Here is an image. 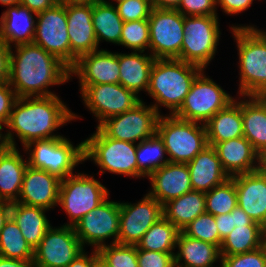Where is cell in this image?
I'll return each mask as SVG.
<instances>
[{
    "instance_id": "obj_53",
    "label": "cell",
    "mask_w": 266,
    "mask_h": 267,
    "mask_svg": "<svg viewBox=\"0 0 266 267\" xmlns=\"http://www.w3.org/2000/svg\"><path fill=\"white\" fill-rule=\"evenodd\" d=\"M0 267H34L33 261H24L21 259L2 258Z\"/></svg>"
},
{
    "instance_id": "obj_57",
    "label": "cell",
    "mask_w": 266,
    "mask_h": 267,
    "mask_svg": "<svg viewBox=\"0 0 266 267\" xmlns=\"http://www.w3.org/2000/svg\"><path fill=\"white\" fill-rule=\"evenodd\" d=\"M98 0H58L59 3L64 5H71V4H94Z\"/></svg>"
},
{
    "instance_id": "obj_34",
    "label": "cell",
    "mask_w": 266,
    "mask_h": 267,
    "mask_svg": "<svg viewBox=\"0 0 266 267\" xmlns=\"http://www.w3.org/2000/svg\"><path fill=\"white\" fill-rule=\"evenodd\" d=\"M266 243L261 225L236 226L220 246L221 256H233L258 249Z\"/></svg>"
},
{
    "instance_id": "obj_62",
    "label": "cell",
    "mask_w": 266,
    "mask_h": 267,
    "mask_svg": "<svg viewBox=\"0 0 266 267\" xmlns=\"http://www.w3.org/2000/svg\"><path fill=\"white\" fill-rule=\"evenodd\" d=\"M103 1L106 2V3H109V4L111 3L110 0H103ZM113 1L114 2L116 1V3H119V2L124 1V0H112V2Z\"/></svg>"
},
{
    "instance_id": "obj_8",
    "label": "cell",
    "mask_w": 266,
    "mask_h": 267,
    "mask_svg": "<svg viewBox=\"0 0 266 267\" xmlns=\"http://www.w3.org/2000/svg\"><path fill=\"white\" fill-rule=\"evenodd\" d=\"M218 16H184V37L179 60L206 69L220 39Z\"/></svg>"
},
{
    "instance_id": "obj_23",
    "label": "cell",
    "mask_w": 266,
    "mask_h": 267,
    "mask_svg": "<svg viewBox=\"0 0 266 267\" xmlns=\"http://www.w3.org/2000/svg\"><path fill=\"white\" fill-rule=\"evenodd\" d=\"M213 148L230 178L259 170V154L244 136L221 141Z\"/></svg>"
},
{
    "instance_id": "obj_41",
    "label": "cell",
    "mask_w": 266,
    "mask_h": 267,
    "mask_svg": "<svg viewBox=\"0 0 266 267\" xmlns=\"http://www.w3.org/2000/svg\"><path fill=\"white\" fill-rule=\"evenodd\" d=\"M97 251L110 267H139L136 245L106 244Z\"/></svg>"
},
{
    "instance_id": "obj_7",
    "label": "cell",
    "mask_w": 266,
    "mask_h": 267,
    "mask_svg": "<svg viewBox=\"0 0 266 267\" xmlns=\"http://www.w3.org/2000/svg\"><path fill=\"white\" fill-rule=\"evenodd\" d=\"M23 150L29 154V166L45 170L60 180L74 174L75 167L85 161L84 141L74 146L65 136L35 140L24 146Z\"/></svg>"
},
{
    "instance_id": "obj_21",
    "label": "cell",
    "mask_w": 266,
    "mask_h": 267,
    "mask_svg": "<svg viewBox=\"0 0 266 267\" xmlns=\"http://www.w3.org/2000/svg\"><path fill=\"white\" fill-rule=\"evenodd\" d=\"M66 19L71 53L77 59L99 50L92 23V4L66 5Z\"/></svg>"
},
{
    "instance_id": "obj_18",
    "label": "cell",
    "mask_w": 266,
    "mask_h": 267,
    "mask_svg": "<svg viewBox=\"0 0 266 267\" xmlns=\"http://www.w3.org/2000/svg\"><path fill=\"white\" fill-rule=\"evenodd\" d=\"M79 78V85L120 84L119 53L97 50L84 54L70 68V79Z\"/></svg>"
},
{
    "instance_id": "obj_61",
    "label": "cell",
    "mask_w": 266,
    "mask_h": 267,
    "mask_svg": "<svg viewBox=\"0 0 266 267\" xmlns=\"http://www.w3.org/2000/svg\"><path fill=\"white\" fill-rule=\"evenodd\" d=\"M262 229H263L264 235L266 237V219H265L264 224L262 225Z\"/></svg>"
},
{
    "instance_id": "obj_39",
    "label": "cell",
    "mask_w": 266,
    "mask_h": 267,
    "mask_svg": "<svg viewBox=\"0 0 266 267\" xmlns=\"http://www.w3.org/2000/svg\"><path fill=\"white\" fill-rule=\"evenodd\" d=\"M149 22L148 19L123 23L120 45L135 52L149 50Z\"/></svg>"
},
{
    "instance_id": "obj_43",
    "label": "cell",
    "mask_w": 266,
    "mask_h": 267,
    "mask_svg": "<svg viewBox=\"0 0 266 267\" xmlns=\"http://www.w3.org/2000/svg\"><path fill=\"white\" fill-rule=\"evenodd\" d=\"M222 267H266V243L256 250L233 256H221Z\"/></svg>"
},
{
    "instance_id": "obj_16",
    "label": "cell",
    "mask_w": 266,
    "mask_h": 267,
    "mask_svg": "<svg viewBox=\"0 0 266 267\" xmlns=\"http://www.w3.org/2000/svg\"><path fill=\"white\" fill-rule=\"evenodd\" d=\"M79 91L84 105L95 115L99 124L142 101L139 95L121 84L80 85Z\"/></svg>"
},
{
    "instance_id": "obj_26",
    "label": "cell",
    "mask_w": 266,
    "mask_h": 267,
    "mask_svg": "<svg viewBox=\"0 0 266 267\" xmlns=\"http://www.w3.org/2000/svg\"><path fill=\"white\" fill-rule=\"evenodd\" d=\"M17 147L0 148V202L12 203L19 198L23 176L28 166Z\"/></svg>"
},
{
    "instance_id": "obj_47",
    "label": "cell",
    "mask_w": 266,
    "mask_h": 267,
    "mask_svg": "<svg viewBox=\"0 0 266 267\" xmlns=\"http://www.w3.org/2000/svg\"><path fill=\"white\" fill-rule=\"evenodd\" d=\"M254 0H216V6H221L225 14L236 15L246 11Z\"/></svg>"
},
{
    "instance_id": "obj_48",
    "label": "cell",
    "mask_w": 266,
    "mask_h": 267,
    "mask_svg": "<svg viewBox=\"0 0 266 267\" xmlns=\"http://www.w3.org/2000/svg\"><path fill=\"white\" fill-rule=\"evenodd\" d=\"M11 50L12 48L0 39V83L8 81Z\"/></svg>"
},
{
    "instance_id": "obj_28",
    "label": "cell",
    "mask_w": 266,
    "mask_h": 267,
    "mask_svg": "<svg viewBox=\"0 0 266 267\" xmlns=\"http://www.w3.org/2000/svg\"><path fill=\"white\" fill-rule=\"evenodd\" d=\"M174 254L176 267H214L221 260L220 248L217 245L191 238L180 231Z\"/></svg>"
},
{
    "instance_id": "obj_56",
    "label": "cell",
    "mask_w": 266,
    "mask_h": 267,
    "mask_svg": "<svg viewBox=\"0 0 266 267\" xmlns=\"http://www.w3.org/2000/svg\"><path fill=\"white\" fill-rule=\"evenodd\" d=\"M92 250V267H110L109 264L98 254L97 250Z\"/></svg>"
},
{
    "instance_id": "obj_11",
    "label": "cell",
    "mask_w": 266,
    "mask_h": 267,
    "mask_svg": "<svg viewBox=\"0 0 266 267\" xmlns=\"http://www.w3.org/2000/svg\"><path fill=\"white\" fill-rule=\"evenodd\" d=\"M159 117L157 110L142 100L134 108L105 119L97 127L107 137L136 144L156 134Z\"/></svg>"
},
{
    "instance_id": "obj_42",
    "label": "cell",
    "mask_w": 266,
    "mask_h": 267,
    "mask_svg": "<svg viewBox=\"0 0 266 267\" xmlns=\"http://www.w3.org/2000/svg\"><path fill=\"white\" fill-rule=\"evenodd\" d=\"M115 5L119 16L124 22L148 19L153 9L150 0H124Z\"/></svg>"
},
{
    "instance_id": "obj_54",
    "label": "cell",
    "mask_w": 266,
    "mask_h": 267,
    "mask_svg": "<svg viewBox=\"0 0 266 267\" xmlns=\"http://www.w3.org/2000/svg\"><path fill=\"white\" fill-rule=\"evenodd\" d=\"M182 0H153L152 6L157 9L177 10Z\"/></svg>"
},
{
    "instance_id": "obj_14",
    "label": "cell",
    "mask_w": 266,
    "mask_h": 267,
    "mask_svg": "<svg viewBox=\"0 0 266 267\" xmlns=\"http://www.w3.org/2000/svg\"><path fill=\"white\" fill-rule=\"evenodd\" d=\"M107 198L75 225L76 235L82 246H93L95 250L106 245L105 240L113 239L110 244L118 243L120 223V201ZM86 244V245H85Z\"/></svg>"
},
{
    "instance_id": "obj_51",
    "label": "cell",
    "mask_w": 266,
    "mask_h": 267,
    "mask_svg": "<svg viewBox=\"0 0 266 267\" xmlns=\"http://www.w3.org/2000/svg\"><path fill=\"white\" fill-rule=\"evenodd\" d=\"M233 214L234 226L260 225L254 222L247 213L238 205L231 211Z\"/></svg>"
},
{
    "instance_id": "obj_12",
    "label": "cell",
    "mask_w": 266,
    "mask_h": 267,
    "mask_svg": "<svg viewBox=\"0 0 266 267\" xmlns=\"http://www.w3.org/2000/svg\"><path fill=\"white\" fill-rule=\"evenodd\" d=\"M36 20L33 43L56 56L71 68L77 58L70 49L66 5L58 2L54 7L37 13Z\"/></svg>"
},
{
    "instance_id": "obj_32",
    "label": "cell",
    "mask_w": 266,
    "mask_h": 267,
    "mask_svg": "<svg viewBox=\"0 0 266 267\" xmlns=\"http://www.w3.org/2000/svg\"><path fill=\"white\" fill-rule=\"evenodd\" d=\"M205 212V193L196 190H191L163 205V216L180 231Z\"/></svg>"
},
{
    "instance_id": "obj_44",
    "label": "cell",
    "mask_w": 266,
    "mask_h": 267,
    "mask_svg": "<svg viewBox=\"0 0 266 267\" xmlns=\"http://www.w3.org/2000/svg\"><path fill=\"white\" fill-rule=\"evenodd\" d=\"M177 10L183 16H218L216 0H182Z\"/></svg>"
},
{
    "instance_id": "obj_58",
    "label": "cell",
    "mask_w": 266,
    "mask_h": 267,
    "mask_svg": "<svg viewBox=\"0 0 266 267\" xmlns=\"http://www.w3.org/2000/svg\"><path fill=\"white\" fill-rule=\"evenodd\" d=\"M259 169L266 173V150L259 155Z\"/></svg>"
},
{
    "instance_id": "obj_30",
    "label": "cell",
    "mask_w": 266,
    "mask_h": 267,
    "mask_svg": "<svg viewBox=\"0 0 266 267\" xmlns=\"http://www.w3.org/2000/svg\"><path fill=\"white\" fill-rule=\"evenodd\" d=\"M205 127L207 143L212 147L221 141L244 136L241 99H234L225 109L218 111L208 120Z\"/></svg>"
},
{
    "instance_id": "obj_24",
    "label": "cell",
    "mask_w": 266,
    "mask_h": 267,
    "mask_svg": "<svg viewBox=\"0 0 266 267\" xmlns=\"http://www.w3.org/2000/svg\"><path fill=\"white\" fill-rule=\"evenodd\" d=\"M35 19L37 14L21 4L7 7L0 17V39L10 48L13 45L32 43L35 35Z\"/></svg>"
},
{
    "instance_id": "obj_10",
    "label": "cell",
    "mask_w": 266,
    "mask_h": 267,
    "mask_svg": "<svg viewBox=\"0 0 266 267\" xmlns=\"http://www.w3.org/2000/svg\"><path fill=\"white\" fill-rule=\"evenodd\" d=\"M204 72L203 69L196 76L182 106L174 114L176 117L206 124L213 115L234 101V97Z\"/></svg>"
},
{
    "instance_id": "obj_31",
    "label": "cell",
    "mask_w": 266,
    "mask_h": 267,
    "mask_svg": "<svg viewBox=\"0 0 266 267\" xmlns=\"http://www.w3.org/2000/svg\"><path fill=\"white\" fill-rule=\"evenodd\" d=\"M47 211L49 210L19 202L11 203V217L33 249L39 245L47 230L52 226L45 214Z\"/></svg>"
},
{
    "instance_id": "obj_37",
    "label": "cell",
    "mask_w": 266,
    "mask_h": 267,
    "mask_svg": "<svg viewBox=\"0 0 266 267\" xmlns=\"http://www.w3.org/2000/svg\"><path fill=\"white\" fill-rule=\"evenodd\" d=\"M165 146L160 137L154 136L137 143L136 160L139 169V178L149 177L155 170L169 162Z\"/></svg>"
},
{
    "instance_id": "obj_2",
    "label": "cell",
    "mask_w": 266,
    "mask_h": 267,
    "mask_svg": "<svg viewBox=\"0 0 266 267\" xmlns=\"http://www.w3.org/2000/svg\"><path fill=\"white\" fill-rule=\"evenodd\" d=\"M11 50L8 82L17 97L56 95L48 87L70 80V68L56 56L35 43Z\"/></svg>"
},
{
    "instance_id": "obj_19",
    "label": "cell",
    "mask_w": 266,
    "mask_h": 267,
    "mask_svg": "<svg viewBox=\"0 0 266 267\" xmlns=\"http://www.w3.org/2000/svg\"><path fill=\"white\" fill-rule=\"evenodd\" d=\"M61 180L49 172L27 166L16 202L50 210L58 205Z\"/></svg>"
},
{
    "instance_id": "obj_55",
    "label": "cell",
    "mask_w": 266,
    "mask_h": 267,
    "mask_svg": "<svg viewBox=\"0 0 266 267\" xmlns=\"http://www.w3.org/2000/svg\"><path fill=\"white\" fill-rule=\"evenodd\" d=\"M11 216V203L0 202V232L3 229L6 221Z\"/></svg>"
},
{
    "instance_id": "obj_29",
    "label": "cell",
    "mask_w": 266,
    "mask_h": 267,
    "mask_svg": "<svg viewBox=\"0 0 266 267\" xmlns=\"http://www.w3.org/2000/svg\"><path fill=\"white\" fill-rule=\"evenodd\" d=\"M119 53L120 84L137 95L148 91L150 70L155 58L149 53Z\"/></svg>"
},
{
    "instance_id": "obj_3",
    "label": "cell",
    "mask_w": 266,
    "mask_h": 267,
    "mask_svg": "<svg viewBox=\"0 0 266 267\" xmlns=\"http://www.w3.org/2000/svg\"><path fill=\"white\" fill-rule=\"evenodd\" d=\"M203 69L179 59H155L149 79L148 94L159 114L163 106L174 115L182 106L196 76Z\"/></svg>"
},
{
    "instance_id": "obj_49",
    "label": "cell",
    "mask_w": 266,
    "mask_h": 267,
    "mask_svg": "<svg viewBox=\"0 0 266 267\" xmlns=\"http://www.w3.org/2000/svg\"><path fill=\"white\" fill-rule=\"evenodd\" d=\"M215 222L221 240H223L235 228L233 214L231 212L215 216Z\"/></svg>"
},
{
    "instance_id": "obj_25",
    "label": "cell",
    "mask_w": 266,
    "mask_h": 267,
    "mask_svg": "<svg viewBox=\"0 0 266 267\" xmlns=\"http://www.w3.org/2000/svg\"><path fill=\"white\" fill-rule=\"evenodd\" d=\"M187 165L192 189L196 191L206 193L230 178L223 169L215 149L209 145L188 162Z\"/></svg>"
},
{
    "instance_id": "obj_27",
    "label": "cell",
    "mask_w": 266,
    "mask_h": 267,
    "mask_svg": "<svg viewBox=\"0 0 266 267\" xmlns=\"http://www.w3.org/2000/svg\"><path fill=\"white\" fill-rule=\"evenodd\" d=\"M242 97L244 99L241 100L243 135L260 155L266 150V97Z\"/></svg>"
},
{
    "instance_id": "obj_22",
    "label": "cell",
    "mask_w": 266,
    "mask_h": 267,
    "mask_svg": "<svg viewBox=\"0 0 266 267\" xmlns=\"http://www.w3.org/2000/svg\"><path fill=\"white\" fill-rule=\"evenodd\" d=\"M237 205L261 226L266 219V173L260 169L233 177Z\"/></svg>"
},
{
    "instance_id": "obj_52",
    "label": "cell",
    "mask_w": 266,
    "mask_h": 267,
    "mask_svg": "<svg viewBox=\"0 0 266 267\" xmlns=\"http://www.w3.org/2000/svg\"><path fill=\"white\" fill-rule=\"evenodd\" d=\"M87 253L84 250L67 267H92V252L90 255Z\"/></svg>"
},
{
    "instance_id": "obj_5",
    "label": "cell",
    "mask_w": 266,
    "mask_h": 267,
    "mask_svg": "<svg viewBox=\"0 0 266 267\" xmlns=\"http://www.w3.org/2000/svg\"><path fill=\"white\" fill-rule=\"evenodd\" d=\"M156 134L162 140L169 162L188 163L207 145L205 124L160 115Z\"/></svg>"
},
{
    "instance_id": "obj_9",
    "label": "cell",
    "mask_w": 266,
    "mask_h": 267,
    "mask_svg": "<svg viewBox=\"0 0 266 267\" xmlns=\"http://www.w3.org/2000/svg\"><path fill=\"white\" fill-rule=\"evenodd\" d=\"M109 195L108 189L94 176L88 174H72L61 180L58 205L70 220L63 225L74 226Z\"/></svg>"
},
{
    "instance_id": "obj_40",
    "label": "cell",
    "mask_w": 266,
    "mask_h": 267,
    "mask_svg": "<svg viewBox=\"0 0 266 267\" xmlns=\"http://www.w3.org/2000/svg\"><path fill=\"white\" fill-rule=\"evenodd\" d=\"M182 232L191 238L217 245L219 248L222 244L215 222V216L207 212L195 218Z\"/></svg>"
},
{
    "instance_id": "obj_46",
    "label": "cell",
    "mask_w": 266,
    "mask_h": 267,
    "mask_svg": "<svg viewBox=\"0 0 266 267\" xmlns=\"http://www.w3.org/2000/svg\"><path fill=\"white\" fill-rule=\"evenodd\" d=\"M15 91L8 81L0 83V128H3L9 120L13 105L17 100Z\"/></svg>"
},
{
    "instance_id": "obj_50",
    "label": "cell",
    "mask_w": 266,
    "mask_h": 267,
    "mask_svg": "<svg viewBox=\"0 0 266 267\" xmlns=\"http://www.w3.org/2000/svg\"><path fill=\"white\" fill-rule=\"evenodd\" d=\"M57 3L58 0H20L21 5L27 7L36 14L54 7Z\"/></svg>"
},
{
    "instance_id": "obj_33",
    "label": "cell",
    "mask_w": 266,
    "mask_h": 267,
    "mask_svg": "<svg viewBox=\"0 0 266 267\" xmlns=\"http://www.w3.org/2000/svg\"><path fill=\"white\" fill-rule=\"evenodd\" d=\"M92 23L99 43L106 41L120 45V37L124 21L113 4L97 1L92 4Z\"/></svg>"
},
{
    "instance_id": "obj_35",
    "label": "cell",
    "mask_w": 266,
    "mask_h": 267,
    "mask_svg": "<svg viewBox=\"0 0 266 267\" xmlns=\"http://www.w3.org/2000/svg\"><path fill=\"white\" fill-rule=\"evenodd\" d=\"M180 230L164 216L154 223L137 243V249L175 253Z\"/></svg>"
},
{
    "instance_id": "obj_45",
    "label": "cell",
    "mask_w": 266,
    "mask_h": 267,
    "mask_svg": "<svg viewBox=\"0 0 266 267\" xmlns=\"http://www.w3.org/2000/svg\"><path fill=\"white\" fill-rule=\"evenodd\" d=\"M174 254L137 249V261L139 267H174Z\"/></svg>"
},
{
    "instance_id": "obj_59",
    "label": "cell",
    "mask_w": 266,
    "mask_h": 267,
    "mask_svg": "<svg viewBox=\"0 0 266 267\" xmlns=\"http://www.w3.org/2000/svg\"><path fill=\"white\" fill-rule=\"evenodd\" d=\"M1 5L11 7L20 4V0H0Z\"/></svg>"
},
{
    "instance_id": "obj_60",
    "label": "cell",
    "mask_w": 266,
    "mask_h": 267,
    "mask_svg": "<svg viewBox=\"0 0 266 267\" xmlns=\"http://www.w3.org/2000/svg\"><path fill=\"white\" fill-rule=\"evenodd\" d=\"M2 129L0 128V148L4 145L2 140Z\"/></svg>"
},
{
    "instance_id": "obj_38",
    "label": "cell",
    "mask_w": 266,
    "mask_h": 267,
    "mask_svg": "<svg viewBox=\"0 0 266 267\" xmlns=\"http://www.w3.org/2000/svg\"><path fill=\"white\" fill-rule=\"evenodd\" d=\"M206 212L214 216L230 213L237 206V192L234 178L215 186L205 193Z\"/></svg>"
},
{
    "instance_id": "obj_1",
    "label": "cell",
    "mask_w": 266,
    "mask_h": 267,
    "mask_svg": "<svg viewBox=\"0 0 266 267\" xmlns=\"http://www.w3.org/2000/svg\"><path fill=\"white\" fill-rule=\"evenodd\" d=\"M75 119L79 116L64 104L59 95L18 97L5 125L7 133H2L3 144L17 147L14 134L23 147L35 140L62 137L54 131Z\"/></svg>"
},
{
    "instance_id": "obj_17",
    "label": "cell",
    "mask_w": 266,
    "mask_h": 267,
    "mask_svg": "<svg viewBox=\"0 0 266 267\" xmlns=\"http://www.w3.org/2000/svg\"><path fill=\"white\" fill-rule=\"evenodd\" d=\"M163 217V205L148 193L137 203L120 202L119 244L137 245L146 231Z\"/></svg>"
},
{
    "instance_id": "obj_6",
    "label": "cell",
    "mask_w": 266,
    "mask_h": 267,
    "mask_svg": "<svg viewBox=\"0 0 266 267\" xmlns=\"http://www.w3.org/2000/svg\"><path fill=\"white\" fill-rule=\"evenodd\" d=\"M84 140V160H91L100 167L97 174H112L139 177L136 160L137 144L107 137L98 127Z\"/></svg>"
},
{
    "instance_id": "obj_13",
    "label": "cell",
    "mask_w": 266,
    "mask_h": 267,
    "mask_svg": "<svg viewBox=\"0 0 266 267\" xmlns=\"http://www.w3.org/2000/svg\"><path fill=\"white\" fill-rule=\"evenodd\" d=\"M149 50L155 59H179L184 37V16L178 10L152 9Z\"/></svg>"
},
{
    "instance_id": "obj_4",
    "label": "cell",
    "mask_w": 266,
    "mask_h": 267,
    "mask_svg": "<svg viewBox=\"0 0 266 267\" xmlns=\"http://www.w3.org/2000/svg\"><path fill=\"white\" fill-rule=\"evenodd\" d=\"M238 48L241 96L266 95V32L255 25L230 27Z\"/></svg>"
},
{
    "instance_id": "obj_20",
    "label": "cell",
    "mask_w": 266,
    "mask_h": 267,
    "mask_svg": "<svg viewBox=\"0 0 266 267\" xmlns=\"http://www.w3.org/2000/svg\"><path fill=\"white\" fill-rule=\"evenodd\" d=\"M148 178L151 183L148 194L162 205L193 190L186 163L168 162Z\"/></svg>"
},
{
    "instance_id": "obj_36",
    "label": "cell",
    "mask_w": 266,
    "mask_h": 267,
    "mask_svg": "<svg viewBox=\"0 0 266 267\" xmlns=\"http://www.w3.org/2000/svg\"><path fill=\"white\" fill-rule=\"evenodd\" d=\"M0 254L4 258L34 260V249L25 240L16 222L10 216L0 232Z\"/></svg>"
},
{
    "instance_id": "obj_15",
    "label": "cell",
    "mask_w": 266,
    "mask_h": 267,
    "mask_svg": "<svg viewBox=\"0 0 266 267\" xmlns=\"http://www.w3.org/2000/svg\"><path fill=\"white\" fill-rule=\"evenodd\" d=\"M74 226H51L34 249V267H67L84 251Z\"/></svg>"
}]
</instances>
